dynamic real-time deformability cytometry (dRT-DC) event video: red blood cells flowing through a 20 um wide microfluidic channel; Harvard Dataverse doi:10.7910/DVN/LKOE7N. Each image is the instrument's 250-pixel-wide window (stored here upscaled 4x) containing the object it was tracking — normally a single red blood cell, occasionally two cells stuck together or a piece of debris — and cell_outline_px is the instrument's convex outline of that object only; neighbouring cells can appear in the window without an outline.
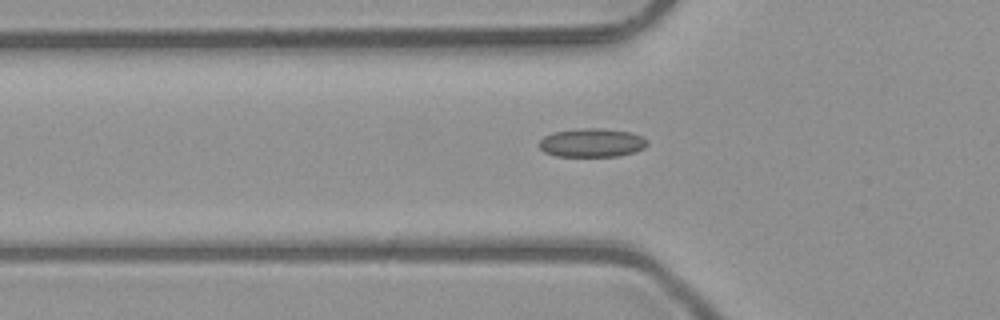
{"species": "common noctule bat (a hibernating species)", "species_latin": "Nyctalus noctula", "temperature_condition": "room temperature", "stored_images_in_passage": 30, "camera_frame_rate_fps": 3000, "um_per_image_px": 0.085, "animal": {"sex": "male", "body_mass_g": 23.1, "forearm_length_mm": 52.7}, "frame": {"image": 1, "passage_image": 4, "time_ms": 1.0, "image_size_px": [1000, 320], "cell_outline_px": [[648, 144], [644, 148], [620, 156], [556, 156], [544, 152], [540, 148], [540, 140], [544, 136], [552, 132], [580, 128], [600, 128], [632, 132], [648, 140]], "centroid_in_image_um": [50.31, 12.13], "position_along_channel_um": 75.5, "area_um2": 18.09}}
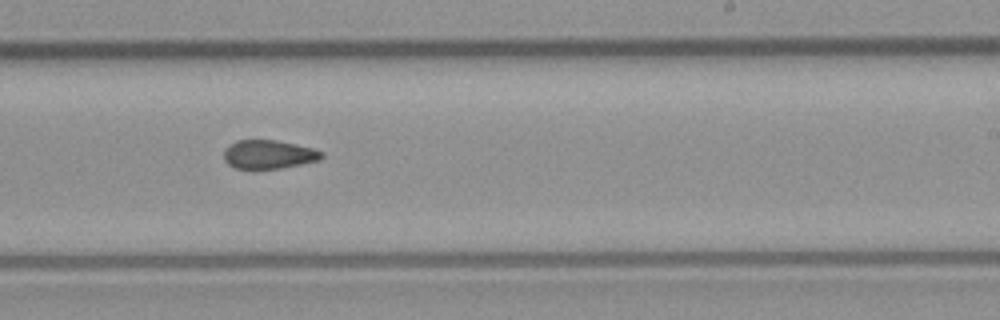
{"frame": {"image": 2, "passage_image": 18, "time_ms": 5.667, "image_size_px": [1000, 320], "cell_outline_px": [[324, 156], [320, 160], [280, 168], [252, 172], [236, 168], [228, 164], [224, 160], [224, 148], [236, 140], [276, 140], [312, 148], [324, 152]], "centroid_in_image_um": [22.79, 13.16], "position_along_channel_um": 266.2, "area_um2": 16.88}}
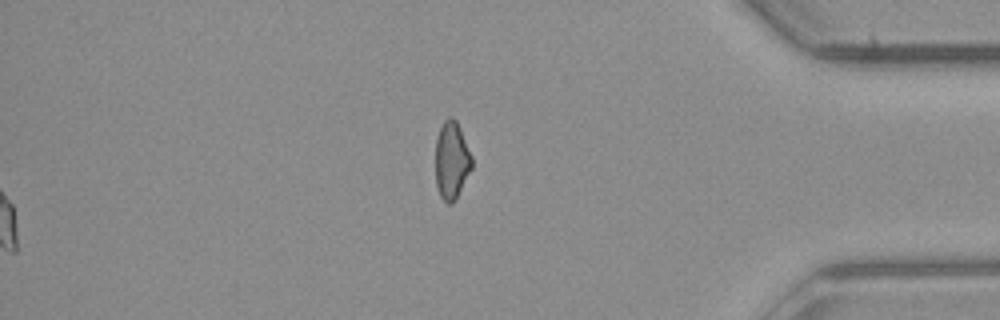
{"frame": {"image": 3, "passage_image": 30, "time_ms": 9.667, "image_size_px": [1000, 320], "cell_outline_px": [[472, 168], [456, 200], [452, 204], [448, 204], [440, 196], [436, 184], [436, 140], [440, 128], [444, 120], [448, 116], [452, 116], [456, 120], [472, 156]], "centroid_in_image_um": [38.39, 13.65], "position_along_channel_um": 396.8, "area_um2": 16.47}, "authors_computed_cell_mechanics": {"area_um2": 16.9932, "velocity_mm_per_s": 4.0566, "shape_relaxation_time_tau1_ms": null, "shape_relaxation_time_tau2_ms": 2.7864, "deformation_change_tau1": null, "deformation_change_tau2": 0.0871}}